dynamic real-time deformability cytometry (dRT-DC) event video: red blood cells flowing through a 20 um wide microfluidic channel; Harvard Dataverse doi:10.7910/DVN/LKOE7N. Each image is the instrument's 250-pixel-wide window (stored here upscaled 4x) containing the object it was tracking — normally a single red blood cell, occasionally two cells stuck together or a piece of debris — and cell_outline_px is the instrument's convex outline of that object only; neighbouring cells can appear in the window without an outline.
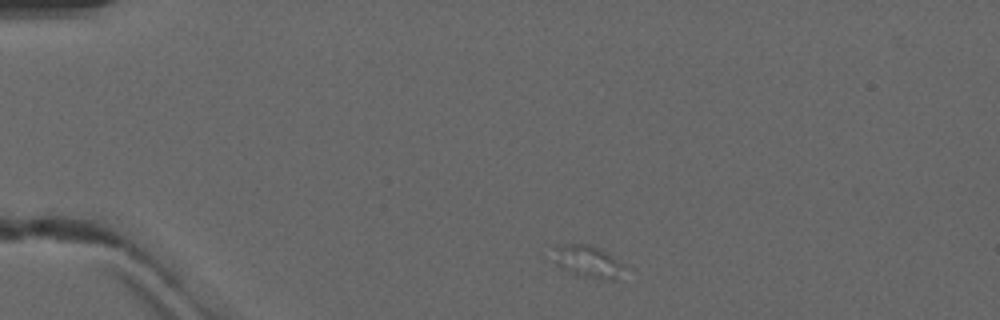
{"species": "common noctule bat (a hibernating species)", "species_latin": "Nyctalus noctula", "temperature_condition": "warm", "stored_images_in_passage": 1, "camera_frame_rate_fps": 3000, "um_per_image_px": 0.085, "animal": {"sex": "male", "forearm_length_mm": 52.5}, "frame": {"image": 1, "passage_image": 1, "time_ms": 0.0, "image_size_px": [1000, 320], "cell_outline_px": [[620, 264], [616, 280], [604, 280], [572, 272], [556, 264], [556, 244], [588, 244], [604, 252], [616, 260]], "centroid_in_image_um": [49.9, 22.2], "position_along_channel_um": 35.1, "area_um2": 12.08}}